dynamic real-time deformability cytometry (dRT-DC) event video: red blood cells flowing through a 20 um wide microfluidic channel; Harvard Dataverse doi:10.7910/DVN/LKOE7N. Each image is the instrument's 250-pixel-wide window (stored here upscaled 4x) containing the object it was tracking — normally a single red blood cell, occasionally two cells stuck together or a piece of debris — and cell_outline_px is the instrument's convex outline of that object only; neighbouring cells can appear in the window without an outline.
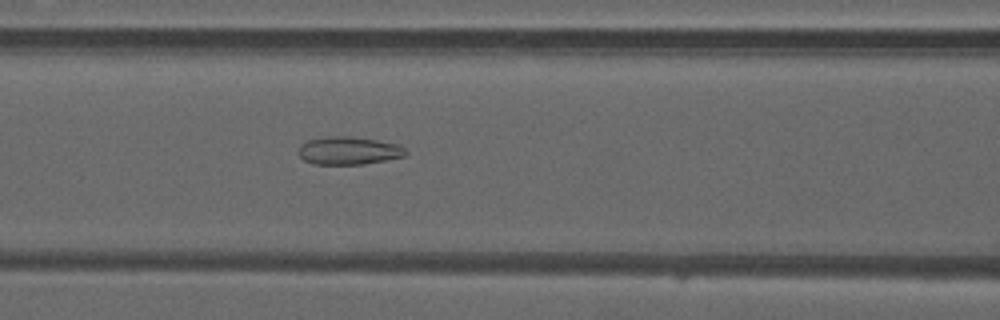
{"species": "common noctule bat (a hibernating species)", "species_latin": "Nyctalus noctula", "temperature_condition": "warm", "stored_images_in_passage": 27, "camera_frame_rate_fps": 3000, "um_per_image_px": 0.085, "animal": {"sex": "male", "forearm_length_mm": 52.5}, "frame": {"image": 1, "passage_image": 12, "time_ms": 3.667, "image_size_px": [1000, 320], "cell_outline_px": [[408, 152], [404, 156], [388, 160], [364, 164], [312, 164], [304, 160], [296, 152], [300, 144], [308, 140], [328, 136], [348, 136], [376, 140], [400, 144]], "centroid_in_image_um": [29.62, 12.81], "position_along_channel_um": 137.0, "area_um2": 17.63}}
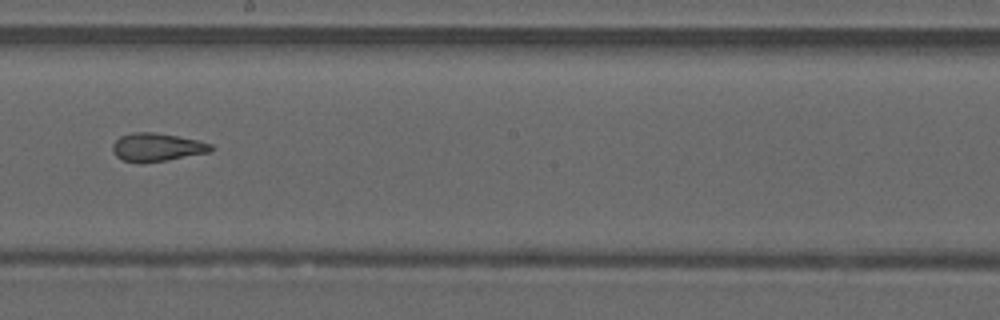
{"frame": {"image": 2, "passage_image": 19, "time_ms": 6.0, "image_size_px": [1000, 320], "cell_outline_px": [[212, 152], [168, 160], [140, 164], [124, 160], [116, 156], [112, 152], [112, 144], [120, 136], [132, 132], [152, 132], [176, 136], [196, 140], [212, 144]], "centroid_in_image_um": [13.31, 12.53], "position_along_channel_um": 234.9, "area_um2": 16.3}}
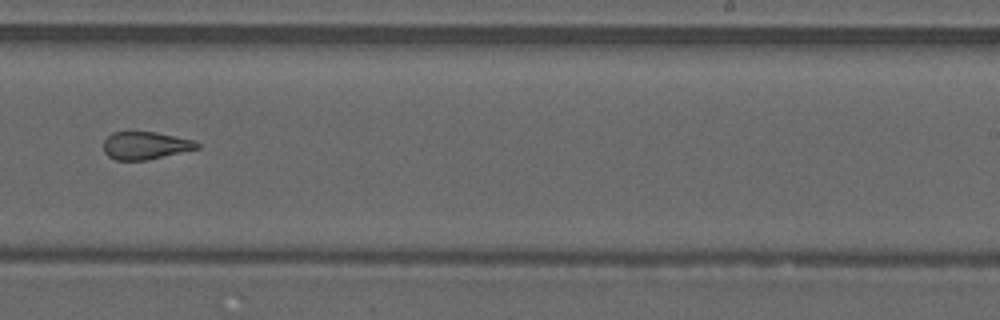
{"frame": {"image": 3, "passage_image": 22, "time_ms": 7.0, "image_size_px": [1000, 320], "cell_outline_px": [[200, 148], [148, 160], [116, 160], [108, 156], [104, 152], [104, 140], [112, 132], [156, 132], [196, 140], [200, 144]], "centroid_in_image_um": [12.39, 12.37], "position_along_channel_um": 276.6, "area_um2": 15.2}}